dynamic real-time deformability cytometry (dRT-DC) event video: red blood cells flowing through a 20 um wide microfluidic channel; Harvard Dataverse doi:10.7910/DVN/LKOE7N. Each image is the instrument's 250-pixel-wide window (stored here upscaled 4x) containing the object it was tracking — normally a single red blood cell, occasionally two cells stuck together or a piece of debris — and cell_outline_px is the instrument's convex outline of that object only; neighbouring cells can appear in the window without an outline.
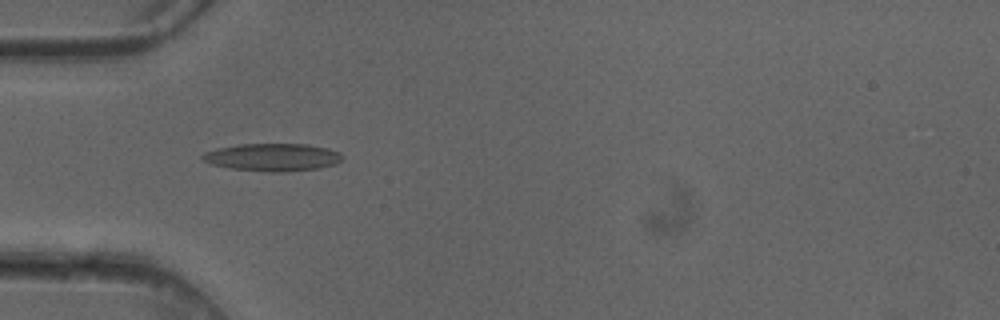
{"species": "common noctule bat (a hibernating species)", "species_latin": "Nyctalus noctula", "temperature_condition": "cold", "stored_images_in_passage": 5, "camera_frame_rate_fps": 3000, "um_per_image_px": 0.085, "animal": {"sex": "female"}, "frame": {"image": 1, "passage_image": 5, "time_ms": 1.333, "image_size_px": [1000, 320], "cell_outline_px": [[344, 156], [336, 164], [320, 168], [288, 172], [268, 172], [232, 168], [212, 164], [204, 160], [200, 156], [204, 152], [216, 148], [236, 144], [308, 144], [328, 148], [340, 152]], "centroid_in_image_um": [23.2, 13.36], "position_along_channel_um": 61.8, "area_um2": 22.72}}